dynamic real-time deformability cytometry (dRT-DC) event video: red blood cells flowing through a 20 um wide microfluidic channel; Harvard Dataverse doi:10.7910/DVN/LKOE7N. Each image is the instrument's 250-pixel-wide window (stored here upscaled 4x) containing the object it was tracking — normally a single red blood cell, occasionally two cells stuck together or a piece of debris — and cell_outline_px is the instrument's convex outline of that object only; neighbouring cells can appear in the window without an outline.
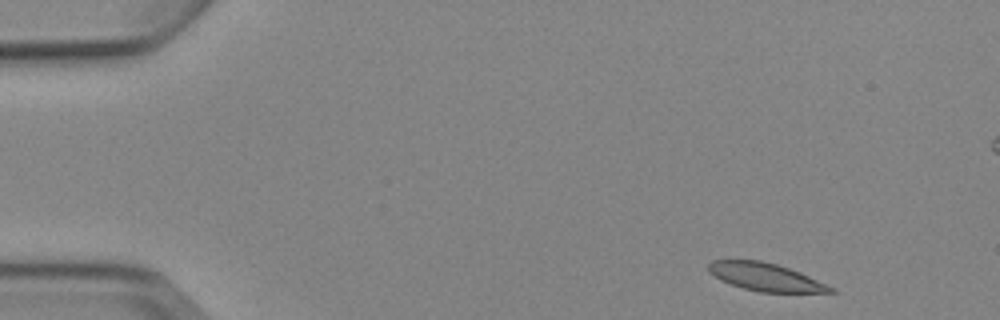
{"species": "Egyptian fruit bat (a non-hibernating species)", "species_latin": "Rousettus aegyptiacus", "temperature_condition": "cold", "stored_images_in_passage": 5, "camera_frame_rate_fps": 3000, "um_per_image_px": 0.085, "animal": {"sex": "female"}, "frame": {"image": 1, "passage_image": 1, "time_ms": 0.0, "image_size_px": [1000, 320], "cell_outline_px": [[836, 292], [760, 292], [744, 288], [720, 280], [708, 272], [708, 264], [712, 260], [760, 260], [776, 264], [800, 272], [836, 288]], "centroid_in_image_um": [65.07, 23.54], "position_along_channel_um": 19.9, "area_um2": 19.71}}